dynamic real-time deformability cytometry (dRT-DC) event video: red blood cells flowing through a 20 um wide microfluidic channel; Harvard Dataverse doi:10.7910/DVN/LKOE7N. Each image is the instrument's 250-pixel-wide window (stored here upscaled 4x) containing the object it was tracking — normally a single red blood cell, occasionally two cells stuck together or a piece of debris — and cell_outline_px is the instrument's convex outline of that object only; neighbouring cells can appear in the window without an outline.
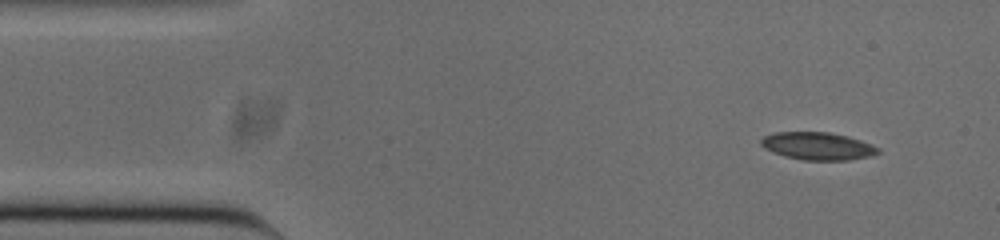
{"species": "common noctule bat (a hibernating species)", "species_latin": "Nyctalus noctula", "temperature_condition": "cold", "stored_images_in_passage": 50, "camera_frame_rate_fps": 3000, "um_per_image_px": 0.085, "animal": {"sex": "male", "body_mass_g": 20.0, "forearm_length_mm": 53.3}, "frame": {"image": 1, "passage_image": 1, "time_ms": 0.0, "image_size_px": [1000, 240], "cell_outline_px": [[880, 152], [868, 156], [848, 160], [804, 160], [784, 156], [772, 152], [764, 148], [760, 144], [760, 140], [764, 136], [776, 132], [828, 132], [848, 136], [872, 144], [880, 148]], "centroid_in_image_um": [69.49, 12.41], "position_along_channel_um": 15.5, "area_um2": 18.84}}
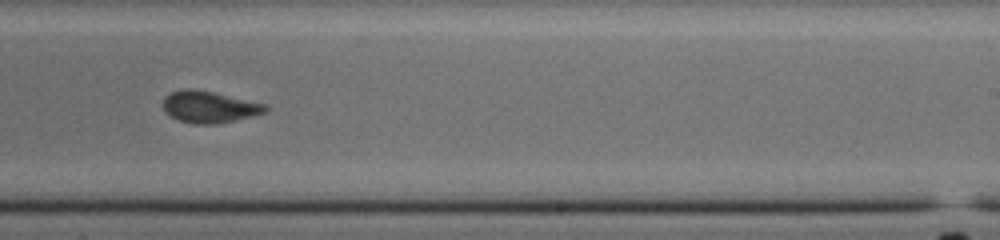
{"frame": {"image": 2, "passage_image": 28, "time_ms": 9.0, "image_size_px": [1000, 240], "cell_outline_px": [[268, 112], [220, 124], [192, 124], [180, 120], [164, 112], [164, 96], [172, 92], [184, 88], [192, 88], [212, 92], [268, 104]], "centroid_in_image_um": [17.82, 9.09], "position_along_channel_um": 271.2, "area_um2": 19.02}}
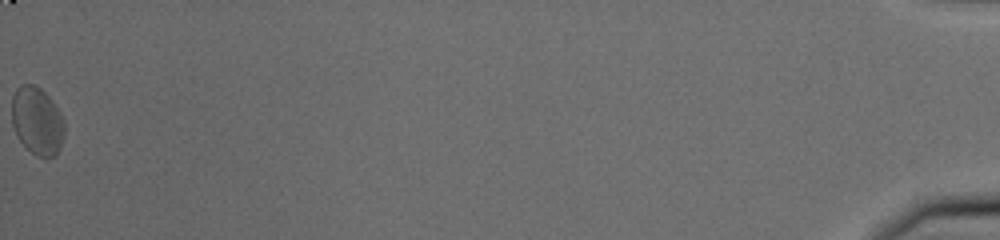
{"frame": {"image": 3, "passage_image": 50, "time_ms": 16.333, "image_size_px": [1000, 240], "cell_outline_px": [[64, 136], [60, 148], [56, 156], [36, 156], [20, 140], [12, 124], [12, 96], [16, 88], [20, 84], [32, 84], [40, 88], [48, 96], [64, 120]], "centroid_in_image_um": [3.15, 10.26], "position_along_channel_um": 432.0, "area_um2": 20.58}, "authors_computed_cell_mechanics": {"area_um2": 19.0162, "velocity_mm_per_s": 3.7498, "shape_relaxation_time_tau1_ms": null, "shape_relaxation_time_tau2_ms": 1.4347, "deformation_change_tau1": null, "deformation_change_tau2": 0.0662}}